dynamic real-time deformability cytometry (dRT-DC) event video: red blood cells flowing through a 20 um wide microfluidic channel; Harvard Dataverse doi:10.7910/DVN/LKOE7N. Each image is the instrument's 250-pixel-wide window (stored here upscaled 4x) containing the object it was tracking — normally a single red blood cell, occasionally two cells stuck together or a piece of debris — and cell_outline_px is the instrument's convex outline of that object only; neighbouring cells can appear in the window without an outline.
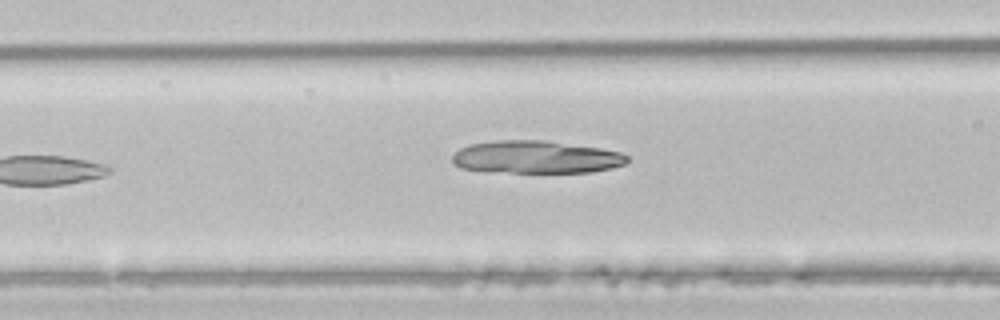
{"species": "common noctule bat (a hibernating species)", "species_latin": "Nyctalus noctula", "temperature_condition": "room temperature", "stored_images_in_passage": 5, "camera_frame_rate_fps": 3000, "um_per_image_px": 0.085, "animal": {"sex": "male", "body_mass_g": 21.5, "forearm_length_mm": 52.0}, "frame": {"image": 1, "passage_image": 5, "time_ms": 1.333, "image_size_px": [1000, 320], "cell_outline_px": [[628, 160], [624, 164], [612, 168], [592, 172], [484, 172], [460, 168], [452, 160], [452, 156], [460, 148], [468, 144], [496, 140], [544, 140], [600, 148], [620, 152], [628, 156]], "centroid_in_image_um": [45.53, 13.35], "position_along_channel_um": 121.1, "area_um2": 33.47}}